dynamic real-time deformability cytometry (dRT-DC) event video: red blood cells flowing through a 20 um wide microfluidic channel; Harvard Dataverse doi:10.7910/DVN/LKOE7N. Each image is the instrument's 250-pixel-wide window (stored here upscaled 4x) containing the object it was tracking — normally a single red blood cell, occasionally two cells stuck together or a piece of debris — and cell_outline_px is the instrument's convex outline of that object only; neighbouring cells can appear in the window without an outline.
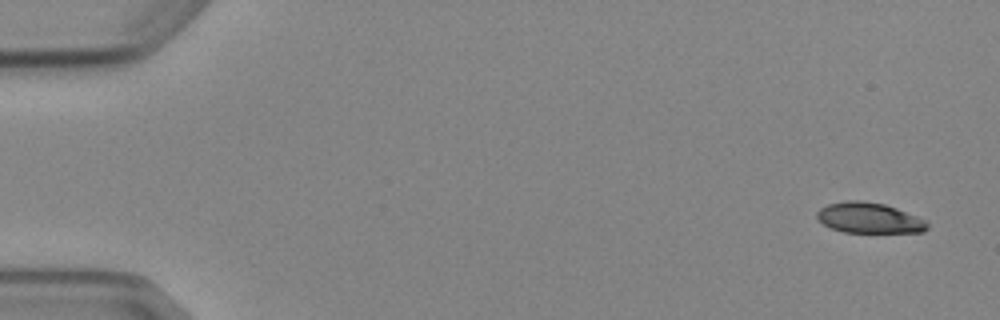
{"species": "Egyptian fruit bat (a non-hibernating species)", "species_latin": "Rousettus aegyptiacus", "temperature_condition": "cold", "stored_images_in_passage": 5, "camera_frame_rate_fps": 3000, "um_per_image_px": 0.085, "animal": {"sex": "female"}, "frame": {"image": 1, "passage_image": 1, "time_ms": 0.0, "image_size_px": [1000, 320], "cell_outline_px": [[928, 228], [924, 232], [844, 232], [832, 228], [824, 224], [816, 216], [816, 212], [820, 208], [828, 204], [844, 200], [860, 200], [884, 204], [896, 208], [916, 216], [924, 220], [928, 224]], "centroid_in_image_um": [73.86, 18.52], "position_along_channel_um": 11.1, "area_um2": 19.48}}
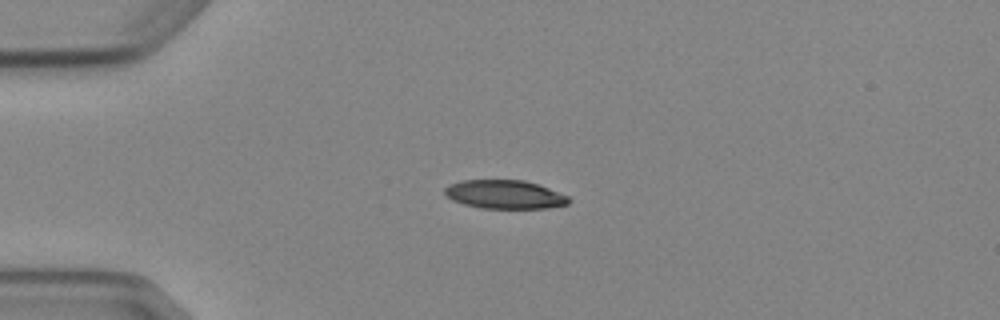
{"frame": {"image": 2, "passage_image": 4, "time_ms": 3.667, "image_size_px": [1000, 320], "cell_outline_px": [[572, 200], [568, 204], [548, 208], [480, 208], [464, 204], [452, 200], [444, 192], [444, 188], [448, 184], [460, 180], [524, 180], [548, 188], [568, 196]], "centroid_in_image_um": [42.89, 16.52], "position_along_channel_um": 42.1, "area_um2": 20.69}}